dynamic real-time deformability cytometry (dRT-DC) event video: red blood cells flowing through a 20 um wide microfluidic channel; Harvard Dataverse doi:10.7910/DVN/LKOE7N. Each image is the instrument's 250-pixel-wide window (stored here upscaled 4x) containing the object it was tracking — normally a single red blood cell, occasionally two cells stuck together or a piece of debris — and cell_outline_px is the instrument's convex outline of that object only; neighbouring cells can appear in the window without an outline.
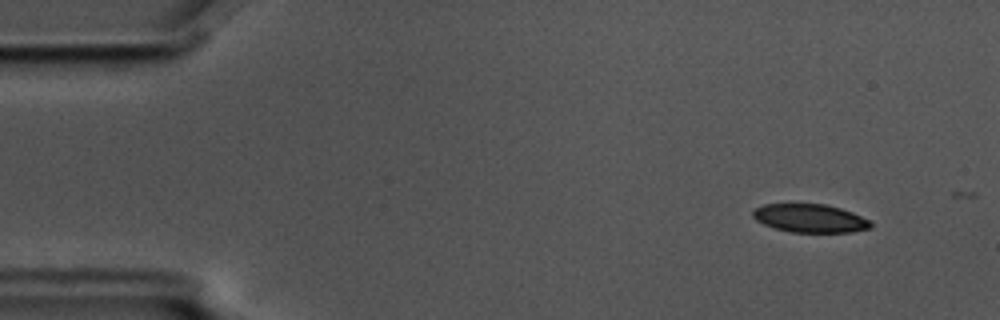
{"species": "common noctule bat (a hibernating species)", "species_latin": "Nyctalus noctula", "temperature_condition": "cold", "stored_images_in_passage": 5, "camera_frame_rate_fps": 3000, "um_per_image_px": 0.085, "animal": {"sex": "male", "body_mass_g": 17.5, "forearm_length_mm": 52.3}, "frame": {"image": 1, "passage_image": 2, "time_ms": 0.333, "image_size_px": [1000, 320], "cell_outline_px": [[872, 228], [852, 232], [792, 232], [776, 228], [764, 224], [756, 220], [752, 216], [752, 212], [756, 208], [764, 204], [824, 204], [840, 208], [852, 212], [868, 220], [872, 224]], "centroid_in_image_um": [68.86, 18.55], "position_along_channel_um": 16.1, "area_um2": 19.31}}